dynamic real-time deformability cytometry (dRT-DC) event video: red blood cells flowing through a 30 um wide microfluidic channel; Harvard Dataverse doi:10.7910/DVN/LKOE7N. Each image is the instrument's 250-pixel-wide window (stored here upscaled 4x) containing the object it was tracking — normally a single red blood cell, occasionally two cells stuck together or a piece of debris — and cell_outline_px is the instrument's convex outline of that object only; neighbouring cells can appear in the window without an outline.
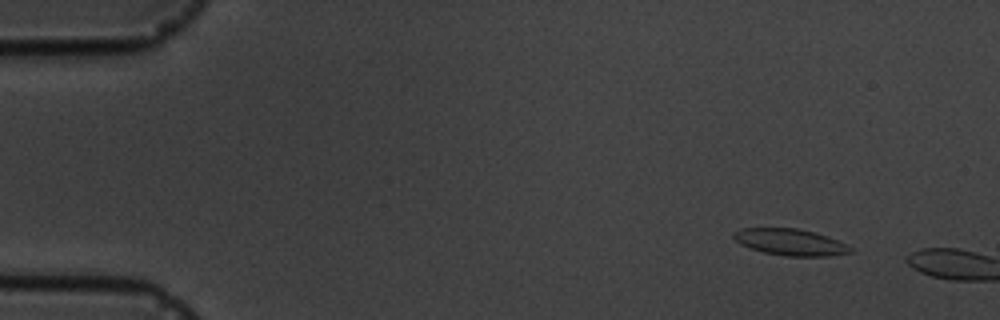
{"species": "common noctule bat (a hibernating species)", "species_latin": "Nyctalus noctula", "temperature_condition": "cold", "stored_images_in_passage": 4, "camera_frame_rate_fps": 3000, "um_per_image_px": 0.085, "animal": {"sex": "male", "body_mass_g": 19.5, "forearm_length_mm": 54.6}, "frame": {"image": 1, "passage_image": 2, "time_ms": 1.0, "image_size_px": [1000, 320], "cell_outline_px": [[852, 252], [828, 256], [784, 256], [764, 252], [740, 244], [732, 236], [732, 232], [740, 228], [796, 228], [828, 236], [852, 248]], "centroid_in_image_um": [67.13, 20.57], "position_along_channel_um": 17.9, "area_um2": 17.86}}